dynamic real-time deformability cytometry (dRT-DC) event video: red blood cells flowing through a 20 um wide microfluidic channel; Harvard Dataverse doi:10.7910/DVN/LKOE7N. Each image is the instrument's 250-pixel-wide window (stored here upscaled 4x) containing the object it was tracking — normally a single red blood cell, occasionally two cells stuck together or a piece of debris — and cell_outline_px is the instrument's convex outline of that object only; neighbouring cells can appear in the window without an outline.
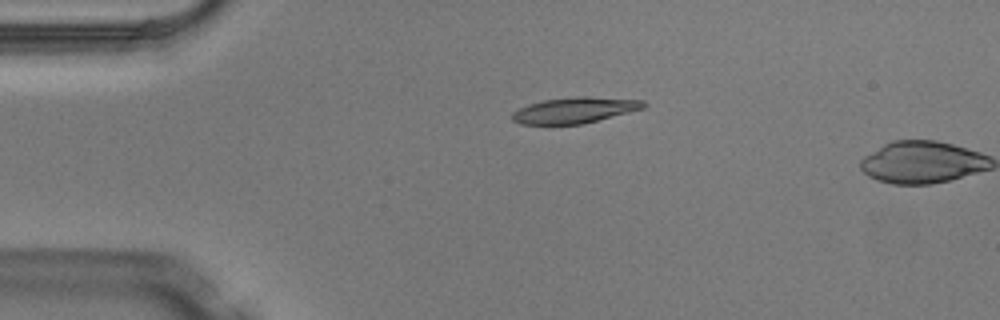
{"species": "Egyptian fruit bat (a non-hibernating species)", "species_latin": "Rousettus aegyptiacus", "temperature_condition": "warm", "stored_images_in_passage": 2, "camera_frame_rate_fps": 3000, "um_per_image_px": 0.085, "animal": {"sex": "male"}, "frame": {"image": 1, "passage_image": 1, "time_ms": 0.0, "image_size_px": [1000, 320], "cell_outline_px": [[644, 108], [584, 124], [552, 128], [548, 128], [520, 124], [512, 120], [512, 112], [528, 104], [544, 100], [576, 96], [588, 96], [644, 100]], "centroid_in_image_um": [48.74, 9.42], "position_along_channel_um": 36.3, "area_um2": 20.75}}